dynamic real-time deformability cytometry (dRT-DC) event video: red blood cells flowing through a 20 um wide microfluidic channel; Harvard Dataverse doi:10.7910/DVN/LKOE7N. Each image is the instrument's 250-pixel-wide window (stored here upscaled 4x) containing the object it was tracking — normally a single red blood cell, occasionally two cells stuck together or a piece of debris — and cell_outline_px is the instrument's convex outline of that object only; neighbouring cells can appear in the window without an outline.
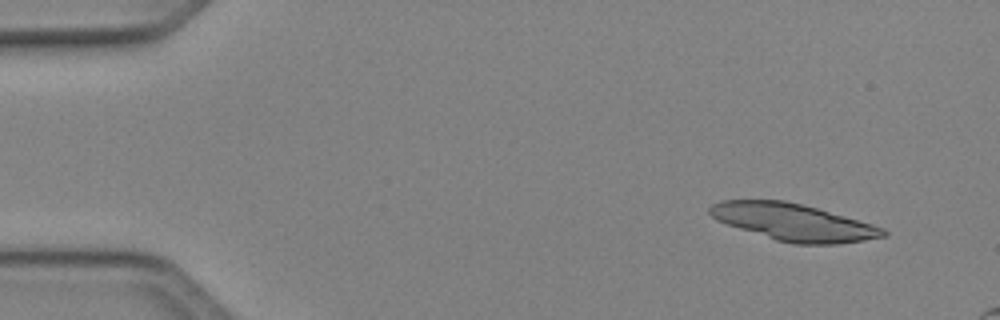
{"species": "Egyptian fruit bat (a non-hibernating species)", "species_latin": "Rousettus aegyptiacus", "temperature_condition": "cold", "stored_images_in_passage": 13, "camera_frame_rate_fps": 3000, "um_per_image_px": 0.085, "animal": {"sex": "female"}, "frame": {"image": 1, "passage_image": 4, "time_ms": 1.0, "image_size_px": [1000, 320], "cell_outline_px": [[888, 236], [864, 240], [836, 244], [792, 244], [776, 240], [716, 220], [708, 212], [708, 208], [712, 204], [720, 200], [784, 200], [816, 208], [872, 224], [884, 228], [888, 232]], "centroid_in_image_um": [67.44, 18.89], "position_along_channel_um": 17.6, "area_um2": 37.05}}